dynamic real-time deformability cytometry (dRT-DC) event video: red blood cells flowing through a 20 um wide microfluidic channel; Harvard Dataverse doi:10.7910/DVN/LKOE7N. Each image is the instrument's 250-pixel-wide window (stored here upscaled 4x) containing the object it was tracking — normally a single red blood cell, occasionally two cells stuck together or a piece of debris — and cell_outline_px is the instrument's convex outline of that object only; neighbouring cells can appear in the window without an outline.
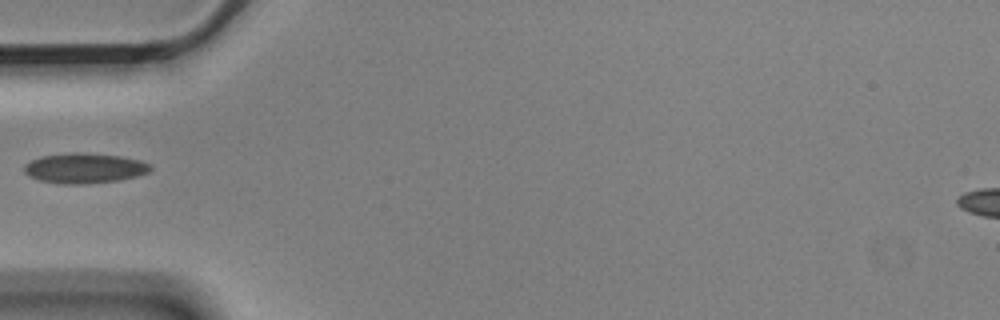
{"species": "Egyptian fruit bat (a non-hibernating species)", "species_latin": "Rousettus aegyptiacus", "temperature_condition": "cold", "stored_images_in_passage": 5, "camera_frame_rate_fps": 3000, "um_per_image_px": 0.085, "animal": {"sex": "male"}, "frame": {"image": 1, "passage_image": 5, "time_ms": 1.333, "image_size_px": [1000, 320], "cell_outline_px": [[152, 168], [148, 172], [136, 176], [120, 180], [80, 184], [64, 184], [40, 180], [28, 176], [24, 172], [24, 164], [32, 160], [44, 156], [72, 152], [80, 152], [120, 156], [140, 160], [148, 164]], "centroid_in_image_um": [7.16, 14.29], "position_along_channel_um": 77.8, "area_um2": 21.96}}